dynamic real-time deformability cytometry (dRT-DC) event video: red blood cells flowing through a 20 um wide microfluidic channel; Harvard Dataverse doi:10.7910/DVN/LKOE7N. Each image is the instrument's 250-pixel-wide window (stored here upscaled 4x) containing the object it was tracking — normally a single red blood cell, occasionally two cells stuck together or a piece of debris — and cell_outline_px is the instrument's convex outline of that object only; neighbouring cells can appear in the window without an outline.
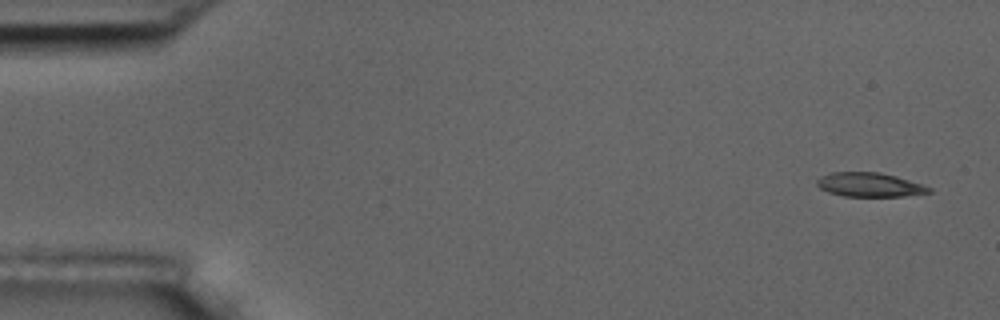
{"species": "common noctule bat (a hibernating species)", "species_latin": "Nyctalus noctula", "temperature_condition": "room temperature", "stored_images_in_passage": 5, "camera_frame_rate_fps": 3000, "um_per_image_px": 0.085, "animal": {"sex": "male", "body_mass_g": 17.5, "forearm_length_mm": 52.3}, "frame": {"image": 1, "passage_image": 1, "time_ms": 0.0, "image_size_px": [1000, 320], "cell_outline_px": [[932, 192], [904, 196], [844, 196], [828, 192], [820, 188], [816, 184], [816, 180], [820, 176], [832, 172], [880, 172], [896, 176], [932, 188]], "centroid_in_image_um": [73.88, 15.7], "position_along_channel_um": 11.1, "area_um2": 15.66}}